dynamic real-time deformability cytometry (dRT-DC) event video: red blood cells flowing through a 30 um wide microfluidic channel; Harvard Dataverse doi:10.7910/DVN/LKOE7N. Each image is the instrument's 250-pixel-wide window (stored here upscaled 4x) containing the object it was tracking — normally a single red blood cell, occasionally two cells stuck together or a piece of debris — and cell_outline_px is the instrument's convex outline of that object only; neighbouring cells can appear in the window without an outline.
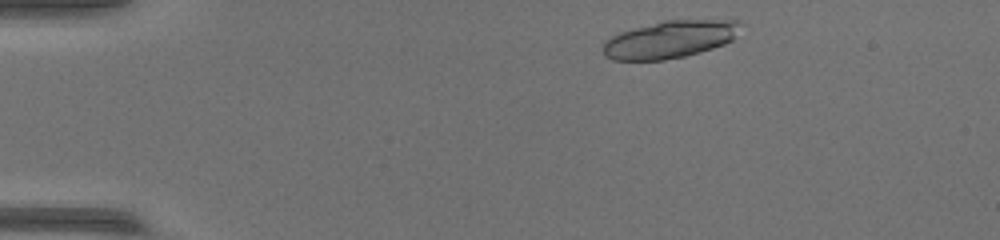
{"species": "common noctule bat (a hibernating species)", "species_latin": "Nyctalus noctula", "temperature_condition": "warm", "stored_images_in_passage": 46, "segment_of_instrument_passage": [1, 2], "camera_frame_rate_fps": 3000, "um_per_image_px": 0.085, "animal": {"sex": "female", "body_mass_g": 17.0, "forearm_length_mm": 48.0}, "frame": {"image": 1, "passage_image": 3, "time_ms": 0.667, "image_size_px": [1000, 240], "cell_outline_px": [[736, 24], [732, 40], [724, 44], [700, 52], [684, 56], [664, 60], [612, 60], [604, 52], [604, 44], [612, 36], [620, 32], [664, 20], [736, 20]], "centroid_in_image_um": [56.88, 3.36], "position_along_channel_um": 28.1, "area_um2": 29.13}}